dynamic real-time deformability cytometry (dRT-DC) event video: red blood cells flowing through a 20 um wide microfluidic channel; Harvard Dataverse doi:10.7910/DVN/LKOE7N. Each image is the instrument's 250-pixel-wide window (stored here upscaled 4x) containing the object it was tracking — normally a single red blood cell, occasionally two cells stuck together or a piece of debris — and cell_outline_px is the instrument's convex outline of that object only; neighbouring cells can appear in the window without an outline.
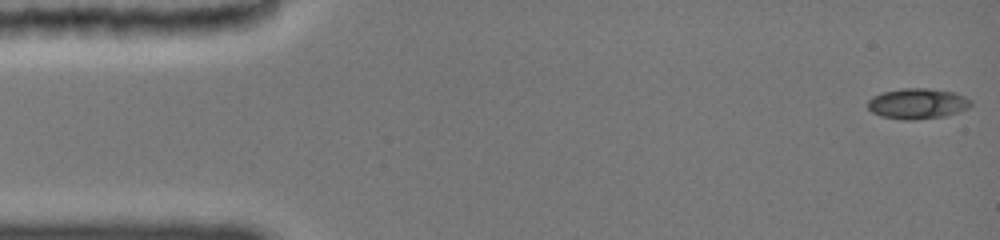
{"species": "common noctule bat (a hibernating species)", "species_latin": "Nyctalus noctula", "temperature_condition": "cold", "stored_images_in_passage": 30, "camera_frame_rate_fps": 3000, "um_per_image_px": 0.085, "animal": {"sex": "female", "body_mass_g": 19.0, "forearm_length_mm": 51.5}, "frame": {"image": 1, "passage_image": 1, "time_ms": 0.0, "image_size_px": [1000, 240], "cell_outline_px": [[972, 104], [968, 108], [944, 116], [912, 120], [908, 120], [884, 116], [872, 112], [868, 108], [868, 100], [872, 96], [884, 92], [904, 88], [928, 88], [956, 92], [972, 100]], "centroid_in_image_um": [78.01, 8.79], "position_along_channel_um": 7.0, "area_um2": 18.21}}
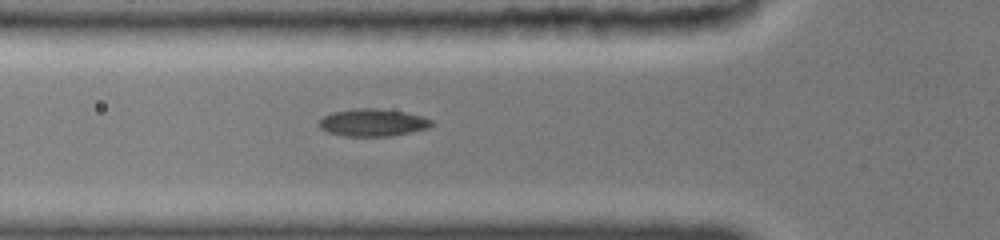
{"frame": {"image": 2, "passage_image": 16, "time_ms": 5.333, "image_size_px": [1000, 240], "cell_outline_px": [[432, 124], [424, 128], [408, 132], [384, 136], [348, 136], [328, 132], [320, 128], [316, 124], [324, 116], [332, 112], [356, 108], [368, 108], [404, 112], [420, 116], [432, 120]], "centroid_in_image_um": [31.59, 10.41], "position_along_channel_um": 94.2, "area_um2": 17.46}}
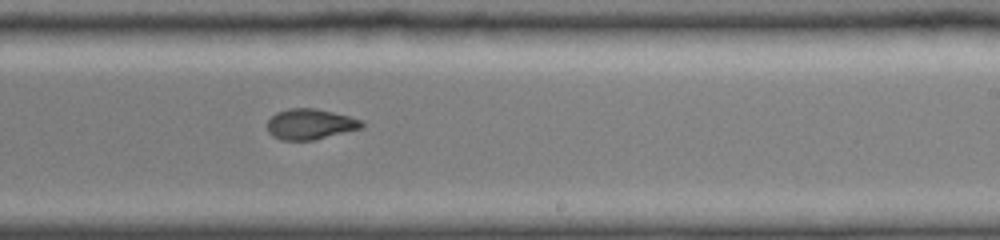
{"frame": {"image": 3, "passage_image": 29, "time_ms": 9.667, "image_size_px": [1000, 240], "cell_outline_px": [[364, 128], [312, 140], [284, 140], [268, 132], [268, 120], [276, 112], [288, 108], [316, 108], [348, 116], [360, 120], [364, 124]], "centroid_in_image_um": [26.38, 10.54], "position_along_channel_um": 262.6, "area_um2": 16.65}}